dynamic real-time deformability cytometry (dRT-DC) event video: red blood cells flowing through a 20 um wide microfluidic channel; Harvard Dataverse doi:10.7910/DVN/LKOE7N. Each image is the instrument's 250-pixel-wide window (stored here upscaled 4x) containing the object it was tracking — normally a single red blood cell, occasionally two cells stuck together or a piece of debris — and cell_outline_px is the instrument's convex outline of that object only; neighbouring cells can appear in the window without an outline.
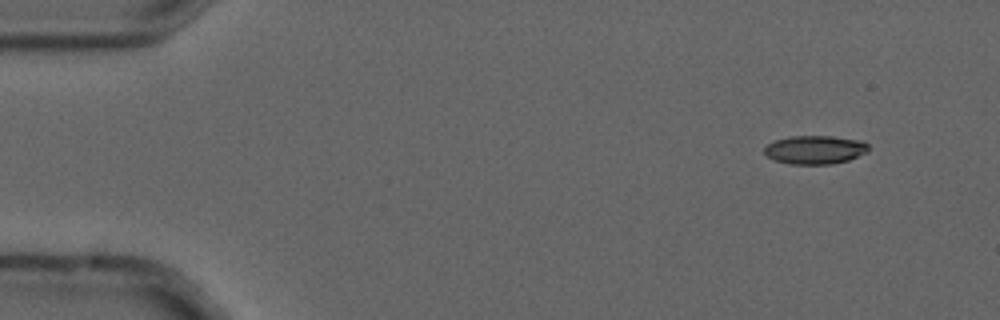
{"species": "common noctule bat (a hibernating species)", "species_latin": "Nyctalus noctula", "temperature_condition": "cold", "stored_images_in_passage": 5, "camera_frame_rate_fps": 3000, "um_per_image_px": 0.085, "animal": {"sex": "male", "forearm_length_mm": 52.5}, "frame": {"image": 1, "passage_image": 2, "time_ms": 0.333, "image_size_px": [1000, 320], "cell_outline_px": [[868, 152], [848, 160], [832, 164], [792, 164], [776, 160], [768, 156], [764, 152], [764, 148], [768, 144], [776, 140], [788, 136], [832, 136], [864, 140], [868, 144]], "centroid_in_image_um": [69.32, 12.72], "position_along_channel_um": 15.7, "area_um2": 17.34}}